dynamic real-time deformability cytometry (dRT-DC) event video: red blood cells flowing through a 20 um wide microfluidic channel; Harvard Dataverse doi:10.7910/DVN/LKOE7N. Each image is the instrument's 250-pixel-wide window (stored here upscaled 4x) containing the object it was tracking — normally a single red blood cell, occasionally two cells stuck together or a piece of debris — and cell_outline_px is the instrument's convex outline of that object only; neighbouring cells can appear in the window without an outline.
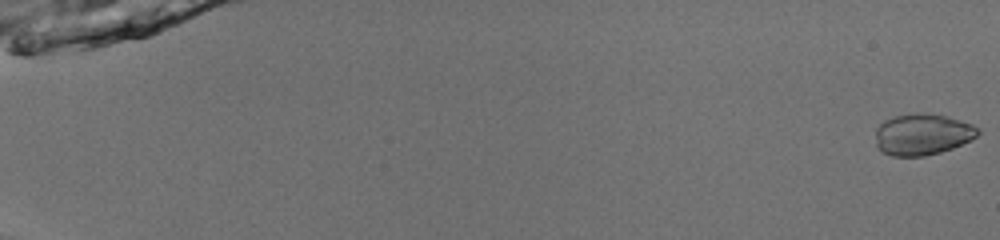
{"species": "common noctule bat (a hibernating species)", "species_latin": "Nyctalus noctula", "temperature_condition": "room temperature", "stored_images_in_passage": 53, "camera_frame_rate_fps": 3000, "um_per_image_px": 0.085, "animal": {"sex": "male", "body_mass_g": 13.0, "forearm_length_mm": 53.1}, "frame": {"image": 1, "passage_image": 1, "time_ms": 0.0, "image_size_px": [1000, 240], "cell_outline_px": [[980, 132], [972, 140], [952, 148], [940, 152], [924, 156], [892, 156], [876, 148], [876, 128], [884, 120], [896, 116], [916, 112], [924, 112], [944, 116], [972, 124], [980, 128]], "centroid_in_image_um": [78.4, 11.42], "position_along_channel_um": 6.6, "area_um2": 24.74}}
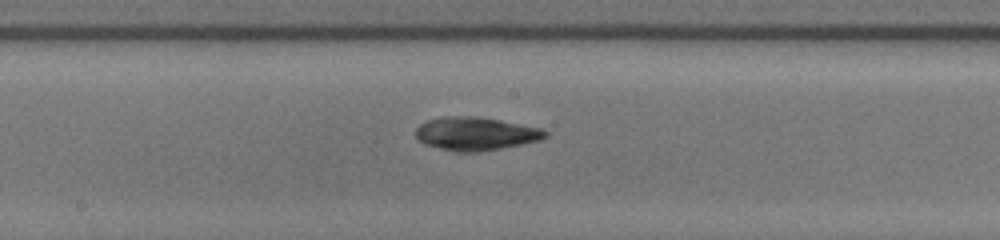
{"frame": {"image": 2, "passage_image": 31, "time_ms": 10.0, "image_size_px": [1000, 240], "cell_outline_px": [[548, 136], [540, 140], [480, 152], [452, 152], [424, 144], [416, 140], [416, 128], [420, 124], [428, 120], [444, 116], [476, 116], [500, 120], [540, 128], [548, 132]], "centroid_in_image_um": [40.39, 11.37], "position_along_channel_um": 207.8, "area_um2": 25.2}}
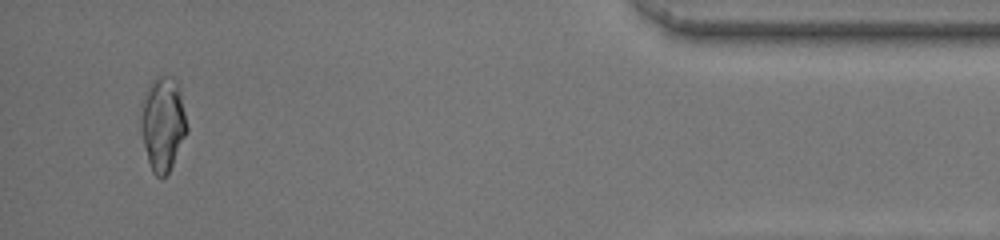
{"frame": {"image": 3, "passage_image": 51, "time_ms": 16.667, "image_size_px": [1000, 240], "cell_outline_px": [[188, 132], [168, 172], [160, 180], [152, 172], [148, 160], [140, 132], [140, 104], [144, 92], [152, 80], [156, 76], [172, 76], [180, 84], [188, 128]], "centroid_in_image_um": [13.83, 10.47], "position_along_channel_um": 421.4, "area_um2": 25.95}, "authors_computed_cell_mechanics": {"area_um2": 24.565, "velocity_mm_per_s": 4.0116, "shape_relaxation_time_tau1_ms": 5.3442, "shape_relaxation_time_tau2_ms": 1.7158, "deformation_change_tau1": 0.2139, "deformation_change_tau2": 0.0561}}